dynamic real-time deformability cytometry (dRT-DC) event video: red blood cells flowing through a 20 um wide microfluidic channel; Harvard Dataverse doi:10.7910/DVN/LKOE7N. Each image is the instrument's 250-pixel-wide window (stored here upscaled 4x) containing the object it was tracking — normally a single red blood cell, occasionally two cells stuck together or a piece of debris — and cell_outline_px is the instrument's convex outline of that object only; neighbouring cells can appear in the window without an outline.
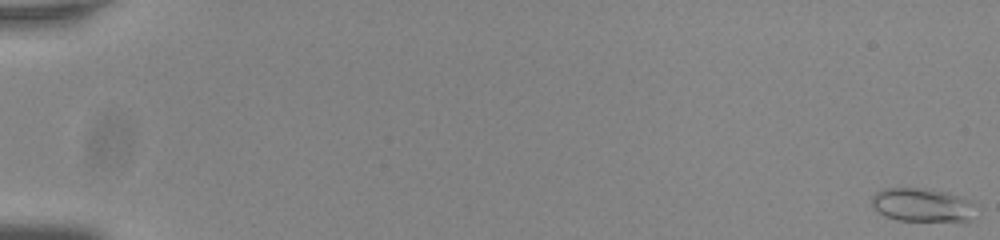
{"species": "common noctule bat (a hibernating species)", "species_latin": "Nyctalus noctula", "temperature_condition": "room temperature", "stored_images_in_passage": 56, "camera_frame_rate_fps": 3000, "um_per_image_px": 0.085, "animal": {"sex": "male", "body_mass_g": 20.0, "forearm_length_mm": 53.3}, "frame": {"image": 1, "passage_image": 1, "time_ms": 0.0, "image_size_px": [1000, 240], "cell_outline_px": [[976, 204], [972, 220], [896, 220], [884, 216], [872, 204], [872, 196], [876, 192], [884, 188], [924, 188], [948, 192], [968, 200]], "centroid_in_image_um": [78.39, 17.41], "position_along_channel_um": 6.6, "area_um2": 20.17}}
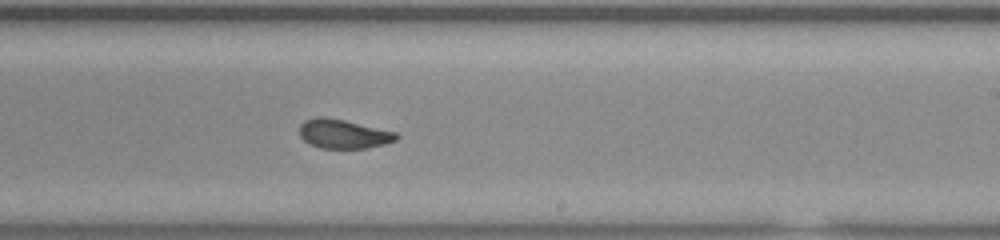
{"frame": {"image": 2, "passage_image": 36, "time_ms": 11.667, "image_size_px": [1000, 240], "cell_outline_px": [[400, 136], [396, 140], [384, 144], [368, 148], [320, 148], [308, 144], [300, 136], [300, 124], [304, 120], [316, 116], [324, 116], [344, 120], [396, 132]], "centroid_in_image_um": [29.16, 11.38], "position_along_channel_um": 259.8, "area_um2": 16.53}}
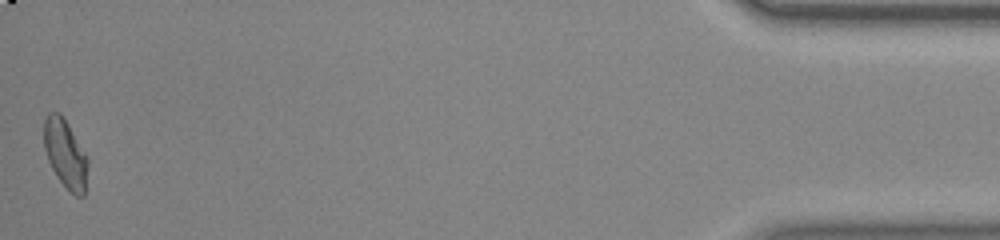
{"frame": {"image": 3, "passage_image": 56, "time_ms": 18.333, "image_size_px": [1000, 240], "cell_outline_px": [[88, 164], [84, 196], [76, 196], [60, 180], [52, 168], [48, 160], [44, 148], [44, 120], [48, 112], [60, 112], [68, 124], [84, 152], [88, 160]], "centroid_in_image_um": [5.54, 13.04], "position_along_channel_um": 429.7, "area_um2": 17.17}, "authors_computed_cell_mechanics": {"area_um2": 16.9354, "velocity_mm_per_s": 3.8017, "shape_relaxation_time_tau1_ms": 9.2031, "shape_relaxation_time_tau2_ms": 1.2721, "deformation_change_tau1": 0.2151, "deformation_change_tau2": 0.0668}}